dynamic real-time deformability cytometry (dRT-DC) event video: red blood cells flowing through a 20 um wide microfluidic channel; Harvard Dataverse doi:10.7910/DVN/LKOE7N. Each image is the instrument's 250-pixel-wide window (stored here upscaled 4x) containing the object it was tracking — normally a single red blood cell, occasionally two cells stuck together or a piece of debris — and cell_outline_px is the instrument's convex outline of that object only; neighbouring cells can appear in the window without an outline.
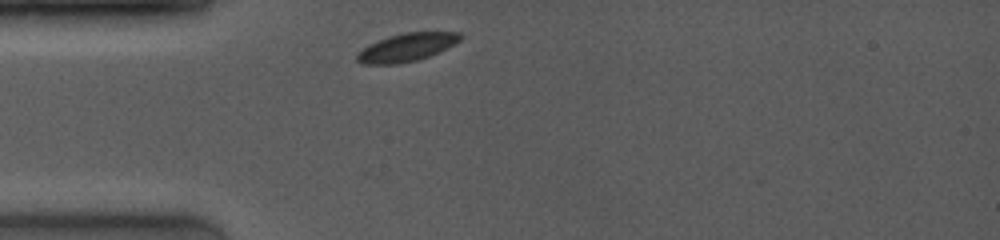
{"species": "common noctule bat (a hibernating species)", "species_latin": "Nyctalus noctula", "temperature_condition": "room temperature", "stored_images_in_passage": 7, "camera_frame_rate_fps": 4000, "um_per_image_px": 0.085, "animal": {"sex": "female", "body_mass_g": 19.0, "forearm_length_mm": 53.3}, "frame": {"image": 1, "passage_image": 1, "time_ms": 0.0, "image_size_px": [1000, 240], "cell_outline_px": [[464, 36], [460, 40], [440, 52], [420, 60], [396, 64], [360, 64], [356, 60], [356, 52], [368, 44], [388, 36], [404, 32], [460, 32]], "centroid_in_image_um": [34.55, 4.03], "position_along_channel_um": 50.5, "area_um2": 17.22}}
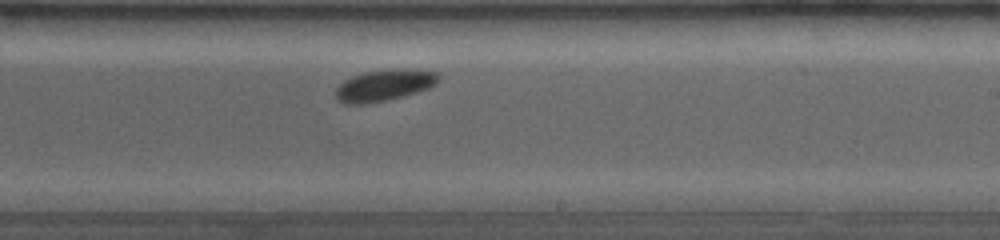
{"frame": {"image": 2, "passage_image": 7, "time_ms": 5.5, "image_size_px": [1000, 240], "cell_outline_px": [[440, 80], [436, 84], [428, 88], [416, 92], [388, 100], [368, 104], [344, 104], [336, 96], [336, 88], [344, 80], [352, 76], [364, 72], [396, 68], [408, 68], [440, 72]], "centroid_in_image_um": [32.71, 7.23], "position_along_channel_um": 256.3, "area_um2": 19.07}}